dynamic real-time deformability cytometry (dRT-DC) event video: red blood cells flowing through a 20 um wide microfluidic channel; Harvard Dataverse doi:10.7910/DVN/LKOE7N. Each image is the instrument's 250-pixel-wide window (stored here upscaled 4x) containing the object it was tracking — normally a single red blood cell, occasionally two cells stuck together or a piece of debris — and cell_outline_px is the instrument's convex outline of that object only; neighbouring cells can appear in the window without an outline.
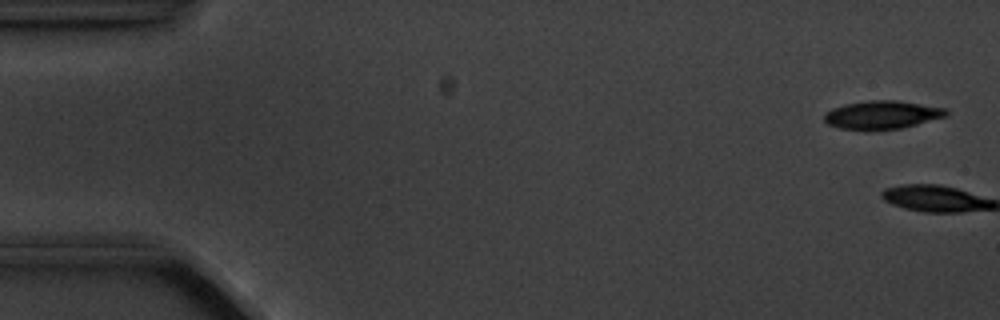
{"species": "common noctule bat (a hibernating species)", "species_latin": "Nyctalus noctula", "temperature_condition": "cold", "stored_images_in_passage": 6, "camera_frame_rate_fps": 3000, "um_per_image_px": 0.085, "animal": {"sex": "male", "body_mass_g": 20.1, "forearm_length_mm": 53.5}, "frame": {"image": 1, "passage_image": 1, "time_ms": 0.0, "image_size_px": [1000, 320], "cell_outline_px": [[948, 116], [900, 128], [876, 132], [868, 132], [840, 128], [828, 124], [824, 120], [824, 112], [832, 108], [844, 104], [868, 100], [896, 100], [944, 108], [948, 112]], "centroid_in_image_um": [74.91, 9.79], "position_along_channel_um": 10.1, "area_um2": 20.52}}